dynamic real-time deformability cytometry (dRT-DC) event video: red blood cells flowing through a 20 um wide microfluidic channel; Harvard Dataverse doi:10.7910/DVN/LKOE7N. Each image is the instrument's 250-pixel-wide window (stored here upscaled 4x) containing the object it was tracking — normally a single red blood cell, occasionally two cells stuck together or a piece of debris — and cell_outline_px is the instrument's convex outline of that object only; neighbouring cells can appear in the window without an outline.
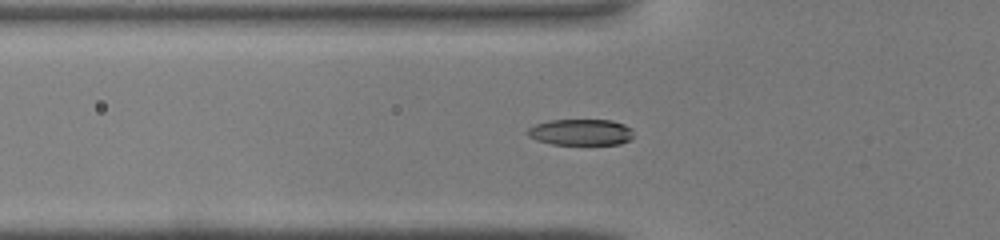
{"species": "common noctule bat (a hibernating species)", "species_latin": "Nyctalus noctula", "temperature_condition": "warm", "stored_images_in_passage": 32, "segment_of_instrument_passage": [1, 2], "camera_frame_rate_fps": 3000, "um_per_image_px": 0.085, "animal": {"sex": "male", "body_mass_g": 19.0, "forearm_length_mm": 50.8}, "frame": {"image": 1, "passage_image": 2, "time_ms": 0.333, "image_size_px": [1000, 240], "cell_outline_px": [[632, 140], [620, 144], [552, 144], [536, 140], [528, 136], [528, 128], [536, 124], [548, 120], [612, 120], [624, 124], [632, 128]], "centroid_in_image_um": [49.39, 11.23], "position_along_channel_um": 76.4, "area_um2": 16.24}}
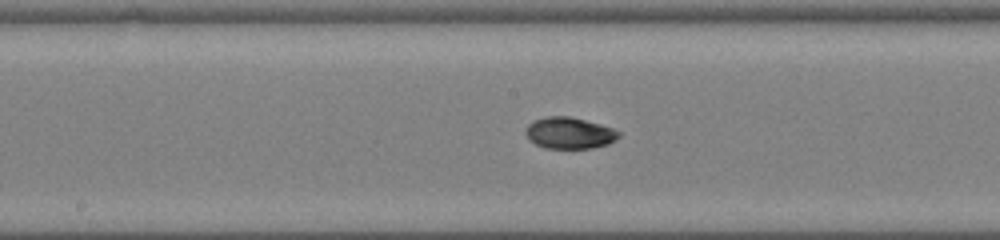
{"frame": {"image": 2, "passage_image": 10, "time_ms": 3.0, "image_size_px": [1000, 240], "cell_outline_px": [[620, 136], [616, 140], [608, 144], [592, 148], [544, 148], [536, 144], [524, 132], [524, 128], [528, 124], [536, 120], [548, 116], [568, 116], [600, 124], [612, 128], [620, 132]], "centroid_in_image_um": [48.41, 11.31], "position_along_channel_um": 199.8, "area_um2": 16.94}}
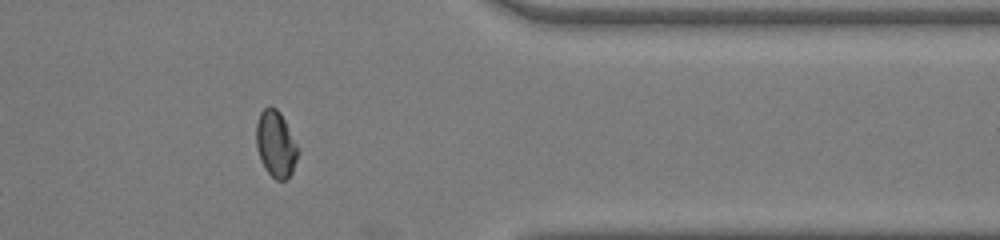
{"frame": {"image": 3, "passage_image": 23, "time_ms": 7.333, "image_size_px": [1000, 240], "cell_outline_px": [[300, 152], [292, 172], [284, 180], [276, 180], [264, 168], [260, 160], [256, 148], [256, 124], [260, 112], [268, 104], [276, 108], [280, 112]], "centroid_in_image_um": [23.42, 12.23], "position_along_channel_um": 388.0, "area_um2": 16.18}}